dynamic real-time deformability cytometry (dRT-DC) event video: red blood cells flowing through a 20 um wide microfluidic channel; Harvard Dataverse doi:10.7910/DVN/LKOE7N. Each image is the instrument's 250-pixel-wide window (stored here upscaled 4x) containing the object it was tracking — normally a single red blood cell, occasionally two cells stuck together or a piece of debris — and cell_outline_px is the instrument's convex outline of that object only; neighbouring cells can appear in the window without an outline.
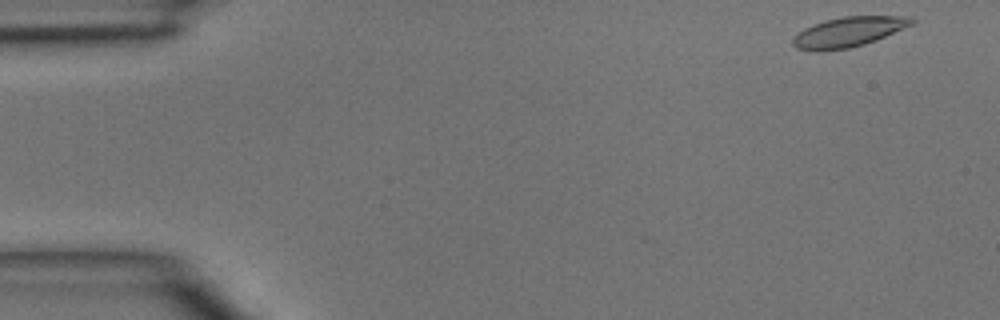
{"species": "common noctule bat (a hibernating species)", "species_latin": "Nyctalus noctula", "temperature_condition": "room temperature", "stored_images_in_passage": 7, "camera_frame_rate_fps": 3000, "um_per_image_px": 0.085, "animal": {"sex": "male", "body_mass_g": 15.6}, "frame": {"image": 1, "passage_image": 1, "time_ms": 0.0, "image_size_px": [1000, 320], "cell_outline_px": [[916, 20], [912, 24], [904, 28], [876, 40], [864, 44], [848, 48], [820, 52], [812, 52], [796, 48], [792, 44], [792, 40], [804, 28], [828, 20], [844, 16], [912, 16]], "centroid_in_image_um": [72.13, 2.73], "position_along_channel_um": 12.9, "area_um2": 20.63}}